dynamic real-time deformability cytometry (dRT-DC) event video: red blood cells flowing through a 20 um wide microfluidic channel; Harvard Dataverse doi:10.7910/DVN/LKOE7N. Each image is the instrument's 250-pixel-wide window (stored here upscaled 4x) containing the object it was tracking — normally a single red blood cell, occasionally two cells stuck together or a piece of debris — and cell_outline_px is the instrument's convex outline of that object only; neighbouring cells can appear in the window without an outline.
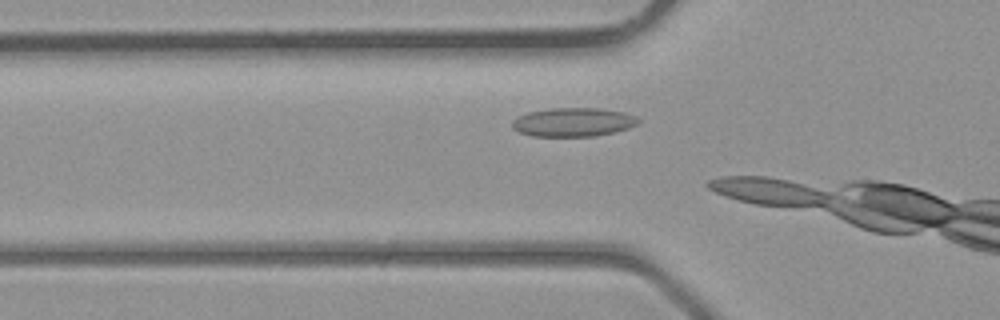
{"species": "common noctule bat (a hibernating species)", "species_latin": "Nyctalus noctula", "temperature_condition": "room temperature", "stored_images_in_passage": 5, "camera_frame_rate_fps": 3000, "um_per_image_px": 0.085, "animal": {"sex": "male", "body_mass_g": 23.1, "forearm_length_mm": 52.7}, "frame": {"image": 1, "passage_image": 4, "time_ms": 1.0, "image_size_px": [1000, 320], "cell_outline_px": [[640, 120], [636, 124], [628, 128], [616, 132], [592, 136], [532, 136], [520, 132], [512, 128], [512, 120], [516, 116], [528, 112], [548, 108], [600, 108], [624, 112], [636, 116]], "centroid_in_image_um": [48.7, 10.37], "position_along_channel_um": 77.1, "area_um2": 21.27}}